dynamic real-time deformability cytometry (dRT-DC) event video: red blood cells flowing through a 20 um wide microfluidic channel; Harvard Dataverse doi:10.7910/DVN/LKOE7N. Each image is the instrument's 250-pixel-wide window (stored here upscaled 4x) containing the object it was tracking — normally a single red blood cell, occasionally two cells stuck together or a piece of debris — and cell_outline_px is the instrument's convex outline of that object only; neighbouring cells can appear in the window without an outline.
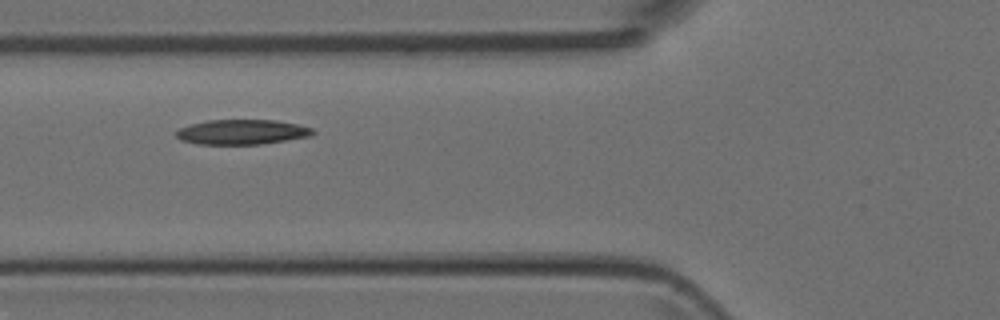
{"species": "Egyptian fruit bat (a non-hibernating species)", "species_latin": "Rousettus aegyptiacus", "temperature_condition": "room temperature", "stored_images_in_passage": 4, "segment_of_instrument_passage": [1, 2], "camera_frame_rate_fps": 3000, "um_per_image_px": 0.085, "animal": {"sex": "female"}, "frame": {"image": 1, "passage_image": 2, "time_ms": 1.0, "image_size_px": [1000, 320], "cell_outline_px": [[316, 132], [308, 136], [260, 144], [196, 144], [180, 140], [176, 136], [176, 132], [180, 128], [192, 124], [208, 120], [276, 120], [296, 124], [312, 128]], "centroid_in_image_um": [20.53, 11.22], "position_along_channel_um": 105.3, "area_um2": 19.59}}
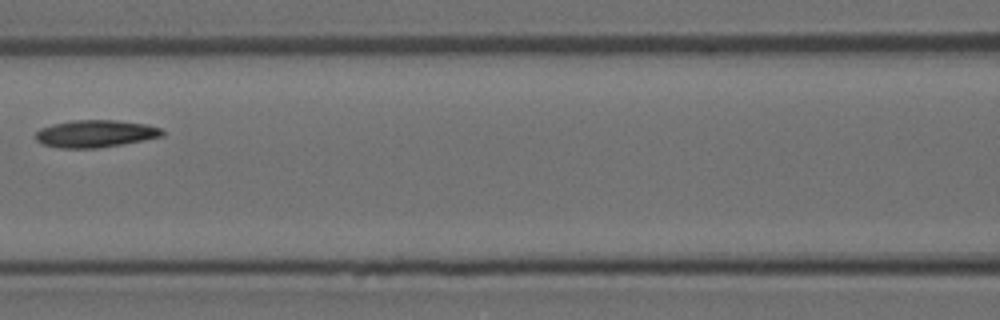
{"frame": {"image": 2, "passage_image": 3, "time_ms": 2.333, "image_size_px": [1000, 320], "cell_outline_px": [[164, 136], [124, 144], [96, 148], [60, 148], [40, 144], [36, 140], [36, 132], [40, 128], [52, 124], [72, 120], [116, 120], [148, 124], [160, 128], [164, 132]], "centroid_in_image_um": [8.11, 11.36], "position_along_channel_um": 158.5, "area_um2": 20.35}}